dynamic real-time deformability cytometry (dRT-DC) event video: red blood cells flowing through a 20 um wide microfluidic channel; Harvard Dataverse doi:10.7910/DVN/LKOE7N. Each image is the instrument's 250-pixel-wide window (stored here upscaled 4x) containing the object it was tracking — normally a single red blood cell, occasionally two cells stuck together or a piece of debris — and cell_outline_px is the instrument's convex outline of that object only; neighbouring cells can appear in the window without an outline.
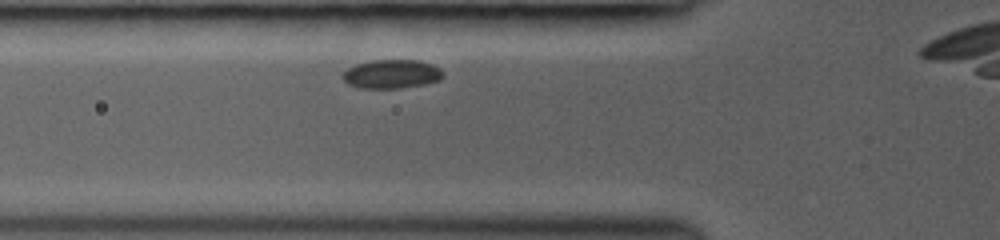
{"species": "common noctule bat (a hibernating species)", "species_latin": "Nyctalus noctula", "temperature_condition": "room temperature", "stored_images_in_passage": 21, "camera_frame_rate_fps": 3000, "um_per_image_px": 0.085, "animal": {"sex": "female", "body_mass_g": 19.0, "forearm_length_mm": 53.3}, "frame": {"image": 1, "passage_image": 4, "time_ms": 1.0, "image_size_px": [1000, 240], "cell_outline_px": [[444, 76], [440, 80], [424, 84], [400, 88], [360, 88], [348, 84], [344, 80], [344, 72], [348, 68], [356, 64], [372, 60], [420, 60], [432, 64], [440, 68], [444, 72]], "centroid_in_image_um": [33.33, 6.29], "position_along_channel_um": 92.5, "area_um2": 16.88}}
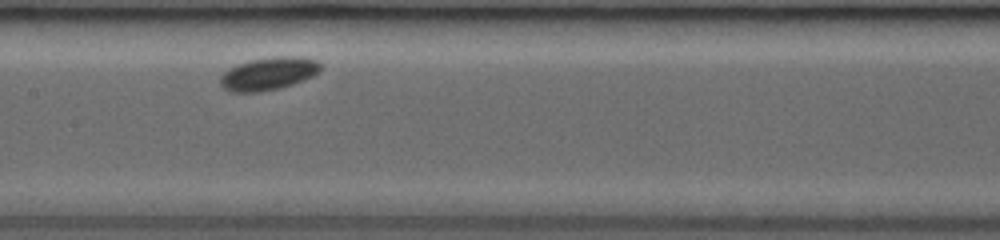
{"frame": {"image": 2, "passage_image": 11, "time_ms": 3.333, "image_size_px": [1000, 240], "cell_outline_px": [[320, 68], [312, 76], [292, 84], [280, 88], [256, 92], [232, 92], [224, 88], [220, 84], [220, 76], [228, 68], [236, 64], [252, 60], [272, 56], [300, 56], [316, 60], [320, 64]], "centroid_in_image_um": [22.78, 6.25], "position_along_channel_um": 184.6, "area_um2": 19.07}}
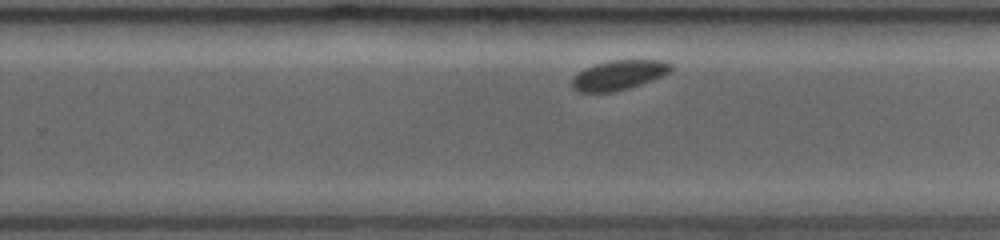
{"frame": {"image": 3, "passage_image": 18, "time_ms": 5.667, "image_size_px": [1000, 240], "cell_outline_px": [[672, 68], [668, 72], [652, 80], [628, 88], [612, 92], [576, 92], [572, 88], [572, 80], [584, 68], [608, 60], [664, 60], [672, 64]], "centroid_in_image_um": [52.58, 6.38], "position_along_channel_um": 277.2, "area_um2": 16.94}}